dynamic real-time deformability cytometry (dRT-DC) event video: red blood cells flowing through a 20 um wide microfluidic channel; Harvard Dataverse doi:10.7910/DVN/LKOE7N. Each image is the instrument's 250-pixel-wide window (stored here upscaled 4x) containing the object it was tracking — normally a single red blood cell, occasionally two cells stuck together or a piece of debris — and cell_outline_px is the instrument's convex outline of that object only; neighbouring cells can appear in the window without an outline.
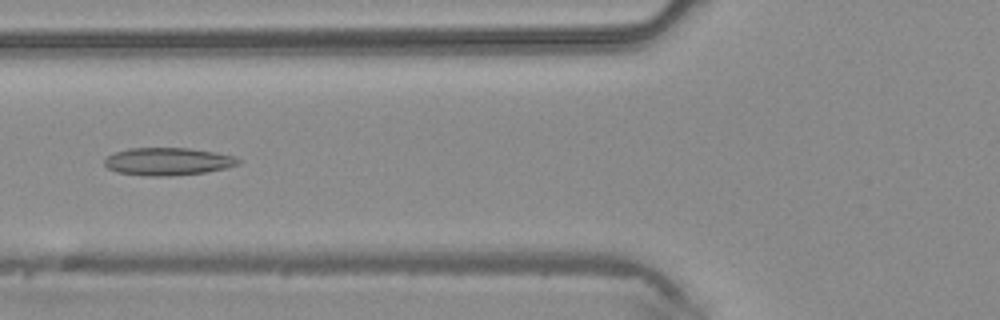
{"species": "common noctule bat (a hibernating species)", "species_latin": "Nyctalus noctula", "temperature_condition": "warm", "stored_images_in_passage": 45, "camera_frame_rate_fps": 3000, "um_per_image_px": 0.085, "animal": {"sex": "male", "body_mass_g": 20.4}, "frame": {"image": 1, "passage_image": 17, "time_ms": 5.333, "image_size_px": [1000, 320], "cell_outline_px": [[244, 160], [240, 164], [224, 168], [204, 172], [172, 176], [144, 176], [116, 172], [108, 168], [104, 164], [104, 160], [108, 156], [116, 152], [128, 148], [188, 148], [216, 152], [232, 156]], "centroid_in_image_um": [14.27, 13.73], "position_along_channel_um": 111.5, "area_um2": 21.62}}
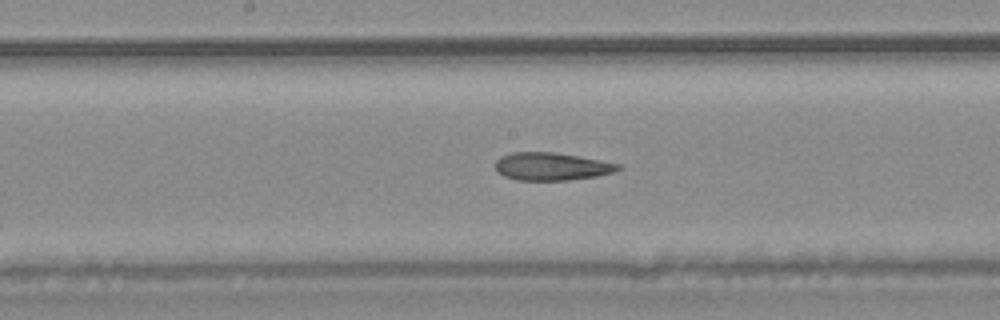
{"frame": {"image": 2, "passage_image": 23, "time_ms": 7.333, "image_size_px": [1000, 320], "cell_outline_px": [[620, 168], [616, 172], [596, 176], [568, 180], [516, 180], [504, 176], [496, 172], [496, 160], [500, 156], [512, 152], [556, 152], [600, 160], [620, 164]], "centroid_in_image_um": [46.86, 14.15], "position_along_channel_um": 201.3, "area_um2": 19.94}}
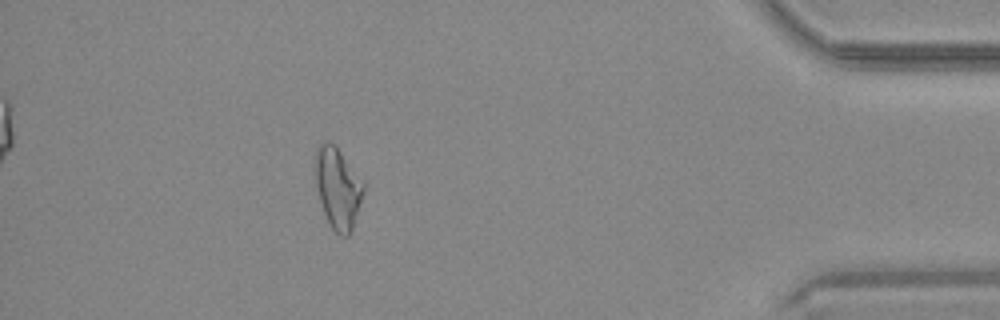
{"frame": {"image": 3, "passage_image": 40, "time_ms": 13.0, "image_size_px": [1000, 320], "cell_outline_px": [[364, 192], [352, 228], [348, 236], [340, 236], [328, 224], [320, 200], [316, 184], [316, 148], [324, 140], [328, 140], [340, 152], [364, 180]], "centroid_in_image_um": [28.72, 15.99], "position_along_channel_um": 406.5, "area_um2": 22.48}}